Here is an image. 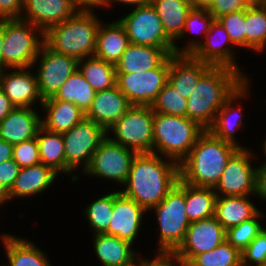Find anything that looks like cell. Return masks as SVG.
<instances>
[{"label": "cell", "mask_w": 266, "mask_h": 266, "mask_svg": "<svg viewBox=\"0 0 266 266\" xmlns=\"http://www.w3.org/2000/svg\"><path fill=\"white\" fill-rule=\"evenodd\" d=\"M166 162L155 153H137L124 184L126 188L121 192L146 211L152 210L180 178L179 165L171 159Z\"/></svg>", "instance_id": "6da1fadb"}, {"label": "cell", "mask_w": 266, "mask_h": 266, "mask_svg": "<svg viewBox=\"0 0 266 266\" xmlns=\"http://www.w3.org/2000/svg\"><path fill=\"white\" fill-rule=\"evenodd\" d=\"M245 81L239 72L230 67L211 66L187 98L186 117L208 130L218 110Z\"/></svg>", "instance_id": "7a4b0ae2"}, {"label": "cell", "mask_w": 266, "mask_h": 266, "mask_svg": "<svg viewBox=\"0 0 266 266\" xmlns=\"http://www.w3.org/2000/svg\"><path fill=\"white\" fill-rule=\"evenodd\" d=\"M238 149L205 130L179 164L180 179L193 186L214 188L230 157Z\"/></svg>", "instance_id": "3957f363"}, {"label": "cell", "mask_w": 266, "mask_h": 266, "mask_svg": "<svg viewBox=\"0 0 266 266\" xmlns=\"http://www.w3.org/2000/svg\"><path fill=\"white\" fill-rule=\"evenodd\" d=\"M101 21L92 10H79L73 17L50 27L44 43L52 51L82 60L94 56Z\"/></svg>", "instance_id": "277c9868"}, {"label": "cell", "mask_w": 266, "mask_h": 266, "mask_svg": "<svg viewBox=\"0 0 266 266\" xmlns=\"http://www.w3.org/2000/svg\"><path fill=\"white\" fill-rule=\"evenodd\" d=\"M204 131V128L186 116L154 112L153 153L164 155L179 165Z\"/></svg>", "instance_id": "5b68a950"}, {"label": "cell", "mask_w": 266, "mask_h": 266, "mask_svg": "<svg viewBox=\"0 0 266 266\" xmlns=\"http://www.w3.org/2000/svg\"><path fill=\"white\" fill-rule=\"evenodd\" d=\"M37 31L39 37L35 35ZM44 44V32L40 28L25 20L4 19L3 70L33 68Z\"/></svg>", "instance_id": "8992f818"}, {"label": "cell", "mask_w": 266, "mask_h": 266, "mask_svg": "<svg viewBox=\"0 0 266 266\" xmlns=\"http://www.w3.org/2000/svg\"><path fill=\"white\" fill-rule=\"evenodd\" d=\"M160 230L158 252L174 253L184 241L190 226L185 211V182L180 178L166 197L153 207Z\"/></svg>", "instance_id": "52a82bcc"}, {"label": "cell", "mask_w": 266, "mask_h": 266, "mask_svg": "<svg viewBox=\"0 0 266 266\" xmlns=\"http://www.w3.org/2000/svg\"><path fill=\"white\" fill-rule=\"evenodd\" d=\"M153 120L150 106L132 105L107 132H113V137L109 138L115 143L137 153H153Z\"/></svg>", "instance_id": "ba28073f"}, {"label": "cell", "mask_w": 266, "mask_h": 266, "mask_svg": "<svg viewBox=\"0 0 266 266\" xmlns=\"http://www.w3.org/2000/svg\"><path fill=\"white\" fill-rule=\"evenodd\" d=\"M107 134L104 127L87 118L62 133L67 174L72 173L81 162L84 172L90 165L94 152L107 138Z\"/></svg>", "instance_id": "9c48e42d"}, {"label": "cell", "mask_w": 266, "mask_h": 266, "mask_svg": "<svg viewBox=\"0 0 266 266\" xmlns=\"http://www.w3.org/2000/svg\"><path fill=\"white\" fill-rule=\"evenodd\" d=\"M119 21L124 25L131 44L164 48L170 55L174 54L175 42L166 35L151 4L135 7Z\"/></svg>", "instance_id": "30bf717a"}, {"label": "cell", "mask_w": 266, "mask_h": 266, "mask_svg": "<svg viewBox=\"0 0 266 266\" xmlns=\"http://www.w3.org/2000/svg\"><path fill=\"white\" fill-rule=\"evenodd\" d=\"M170 55L156 68L136 73H116V86L132 105L151 106L168 82Z\"/></svg>", "instance_id": "8fae6325"}, {"label": "cell", "mask_w": 266, "mask_h": 266, "mask_svg": "<svg viewBox=\"0 0 266 266\" xmlns=\"http://www.w3.org/2000/svg\"><path fill=\"white\" fill-rule=\"evenodd\" d=\"M214 32L219 33V35L221 34V42H217L218 38H215L216 40H214L212 36ZM205 37V41H189L186 47H182L183 49H179L177 46H175L174 54L191 55L194 59L207 63L211 66L230 67L239 72L246 80H248V77L246 75H243V73L240 71L241 69L238 68L237 63L235 62L236 60H234L235 56H233V52L227 46L228 44H232L233 46L235 45L230 40L229 34L225 30V28L217 19H214Z\"/></svg>", "instance_id": "7c38bea8"}, {"label": "cell", "mask_w": 266, "mask_h": 266, "mask_svg": "<svg viewBox=\"0 0 266 266\" xmlns=\"http://www.w3.org/2000/svg\"><path fill=\"white\" fill-rule=\"evenodd\" d=\"M136 155L135 150L113 142L108 134L94 152L91 163L84 174L96 175L97 178L99 176L124 185Z\"/></svg>", "instance_id": "4fadbf2b"}, {"label": "cell", "mask_w": 266, "mask_h": 266, "mask_svg": "<svg viewBox=\"0 0 266 266\" xmlns=\"http://www.w3.org/2000/svg\"><path fill=\"white\" fill-rule=\"evenodd\" d=\"M253 156L254 153H250L245 147L239 148L230 157L217 185L213 188L217 196L256 195L257 168L252 167L250 161Z\"/></svg>", "instance_id": "5bb4252c"}, {"label": "cell", "mask_w": 266, "mask_h": 266, "mask_svg": "<svg viewBox=\"0 0 266 266\" xmlns=\"http://www.w3.org/2000/svg\"><path fill=\"white\" fill-rule=\"evenodd\" d=\"M225 240L226 230L215 216L194 221L174 255L181 264H187L195 255L211 251Z\"/></svg>", "instance_id": "9a60e30c"}, {"label": "cell", "mask_w": 266, "mask_h": 266, "mask_svg": "<svg viewBox=\"0 0 266 266\" xmlns=\"http://www.w3.org/2000/svg\"><path fill=\"white\" fill-rule=\"evenodd\" d=\"M39 59L40 62L37 61ZM35 62L40 63L36 76L43 100L53 97L68 77L78 69L77 59L55 53L45 44L41 47Z\"/></svg>", "instance_id": "2e32d148"}, {"label": "cell", "mask_w": 266, "mask_h": 266, "mask_svg": "<svg viewBox=\"0 0 266 266\" xmlns=\"http://www.w3.org/2000/svg\"><path fill=\"white\" fill-rule=\"evenodd\" d=\"M147 211L121 191L114 192L113 212L106 234L133 244L141 228L142 215Z\"/></svg>", "instance_id": "e0dca14e"}, {"label": "cell", "mask_w": 266, "mask_h": 266, "mask_svg": "<svg viewBox=\"0 0 266 266\" xmlns=\"http://www.w3.org/2000/svg\"><path fill=\"white\" fill-rule=\"evenodd\" d=\"M22 10L27 12L20 19L30 22L44 33L79 11L70 0H23Z\"/></svg>", "instance_id": "ac0fdd59"}, {"label": "cell", "mask_w": 266, "mask_h": 266, "mask_svg": "<svg viewBox=\"0 0 266 266\" xmlns=\"http://www.w3.org/2000/svg\"><path fill=\"white\" fill-rule=\"evenodd\" d=\"M30 68H14L13 72H0V87L15 107H29L39 100L42 106L43 98L39 92L36 74L30 73Z\"/></svg>", "instance_id": "d6986e66"}, {"label": "cell", "mask_w": 266, "mask_h": 266, "mask_svg": "<svg viewBox=\"0 0 266 266\" xmlns=\"http://www.w3.org/2000/svg\"><path fill=\"white\" fill-rule=\"evenodd\" d=\"M131 106L127 97L115 85L111 89L96 92L85 118L108 130Z\"/></svg>", "instance_id": "ffe728a7"}, {"label": "cell", "mask_w": 266, "mask_h": 266, "mask_svg": "<svg viewBox=\"0 0 266 266\" xmlns=\"http://www.w3.org/2000/svg\"><path fill=\"white\" fill-rule=\"evenodd\" d=\"M42 118L29 107H14L0 122V138L15 145L36 137Z\"/></svg>", "instance_id": "44dd1931"}, {"label": "cell", "mask_w": 266, "mask_h": 266, "mask_svg": "<svg viewBox=\"0 0 266 266\" xmlns=\"http://www.w3.org/2000/svg\"><path fill=\"white\" fill-rule=\"evenodd\" d=\"M211 65L194 59L191 55H170L168 82L183 96L188 98L199 78Z\"/></svg>", "instance_id": "7402d4cb"}, {"label": "cell", "mask_w": 266, "mask_h": 266, "mask_svg": "<svg viewBox=\"0 0 266 266\" xmlns=\"http://www.w3.org/2000/svg\"><path fill=\"white\" fill-rule=\"evenodd\" d=\"M57 174L43 163L20 168L13 186L6 193V201L14 197L35 196V194L43 193L53 184Z\"/></svg>", "instance_id": "603a6c76"}, {"label": "cell", "mask_w": 266, "mask_h": 266, "mask_svg": "<svg viewBox=\"0 0 266 266\" xmlns=\"http://www.w3.org/2000/svg\"><path fill=\"white\" fill-rule=\"evenodd\" d=\"M248 90V81L246 80L222 105L216 114V118L212 126L208 129L215 137L231 143L238 148H244L239 145L234 135L235 130L242 127L243 118L241 107H235L232 102L237 98L246 97ZM236 110V111H235ZM233 118V119H232Z\"/></svg>", "instance_id": "cb8c5ba5"}, {"label": "cell", "mask_w": 266, "mask_h": 266, "mask_svg": "<svg viewBox=\"0 0 266 266\" xmlns=\"http://www.w3.org/2000/svg\"><path fill=\"white\" fill-rule=\"evenodd\" d=\"M169 55L164 48L130 43L115 65L116 73H136L154 69Z\"/></svg>", "instance_id": "d4e9b609"}, {"label": "cell", "mask_w": 266, "mask_h": 266, "mask_svg": "<svg viewBox=\"0 0 266 266\" xmlns=\"http://www.w3.org/2000/svg\"><path fill=\"white\" fill-rule=\"evenodd\" d=\"M129 44L126 29L119 20L106 26L101 22L94 56L116 65Z\"/></svg>", "instance_id": "484cf974"}, {"label": "cell", "mask_w": 266, "mask_h": 266, "mask_svg": "<svg viewBox=\"0 0 266 266\" xmlns=\"http://www.w3.org/2000/svg\"><path fill=\"white\" fill-rule=\"evenodd\" d=\"M94 248L103 266H132L136 253L132 243L106 233L94 235Z\"/></svg>", "instance_id": "4316f807"}, {"label": "cell", "mask_w": 266, "mask_h": 266, "mask_svg": "<svg viewBox=\"0 0 266 266\" xmlns=\"http://www.w3.org/2000/svg\"><path fill=\"white\" fill-rule=\"evenodd\" d=\"M42 107L47 111L46 119L41 121L42 127L51 132H67L85 118V112L74 103L52 97L45 99Z\"/></svg>", "instance_id": "83f0119b"}, {"label": "cell", "mask_w": 266, "mask_h": 266, "mask_svg": "<svg viewBox=\"0 0 266 266\" xmlns=\"http://www.w3.org/2000/svg\"><path fill=\"white\" fill-rule=\"evenodd\" d=\"M250 196H217L215 217L225 230L252 219L260 210L248 199Z\"/></svg>", "instance_id": "f1b7e54d"}, {"label": "cell", "mask_w": 266, "mask_h": 266, "mask_svg": "<svg viewBox=\"0 0 266 266\" xmlns=\"http://www.w3.org/2000/svg\"><path fill=\"white\" fill-rule=\"evenodd\" d=\"M151 5L162 21L166 35L174 42L181 36L189 10L190 0H151Z\"/></svg>", "instance_id": "f546056e"}, {"label": "cell", "mask_w": 266, "mask_h": 266, "mask_svg": "<svg viewBox=\"0 0 266 266\" xmlns=\"http://www.w3.org/2000/svg\"><path fill=\"white\" fill-rule=\"evenodd\" d=\"M8 266H51L45 253L36 247L32 241L17 238L7 234L1 236Z\"/></svg>", "instance_id": "4dcf8cb0"}, {"label": "cell", "mask_w": 266, "mask_h": 266, "mask_svg": "<svg viewBox=\"0 0 266 266\" xmlns=\"http://www.w3.org/2000/svg\"><path fill=\"white\" fill-rule=\"evenodd\" d=\"M40 161L55 172L67 174L65 148L62 133H56L40 127L36 134Z\"/></svg>", "instance_id": "1f68e13d"}, {"label": "cell", "mask_w": 266, "mask_h": 266, "mask_svg": "<svg viewBox=\"0 0 266 266\" xmlns=\"http://www.w3.org/2000/svg\"><path fill=\"white\" fill-rule=\"evenodd\" d=\"M216 198L213 188L193 186L185 182V211L189 221L215 216Z\"/></svg>", "instance_id": "d6a6232c"}, {"label": "cell", "mask_w": 266, "mask_h": 266, "mask_svg": "<svg viewBox=\"0 0 266 266\" xmlns=\"http://www.w3.org/2000/svg\"><path fill=\"white\" fill-rule=\"evenodd\" d=\"M95 95L96 91L87 82L79 69H77L68 77L52 98L74 103L86 113Z\"/></svg>", "instance_id": "836d02e7"}, {"label": "cell", "mask_w": 266, "mask_h": 266, "mask_svg": "<svg viewBox=\"0 0 266 266\" xmlns=\"http://www.w3.org/2000/svg\"><path fill=\"white\" fill-rule=\"evenodd\" d=\"M78 69L96 92L111 89L116 85L115 65L95 56L79 60Z\"/></svg>", "instance_id": "e575fe53"}, {"label": "cell", "mask_w": 266, "mask_h": 266, "mask_svg": "<svg viewBox=\"0 0 266 266\" xmlns=\"http://www.w3.org/2000/svg\"><path fill=\"white\" fill-rule=\"evenodd\" d=\"M245 48L262 52L266 48V6L252 4L245 9Z\"/></svg>", "instance_id": "d590c367"}, {"label": "cell", "mask_w": 266, "mask_h": 266, "mask_svg": "<svg viewBox=\"0 0 266 266\" xmlns=\"http://www.w3.org/2000/svg\"><path fill=\"white\" fill-rule=\"evenodd\" d=\"M181 266H242V254L225 240L213 250L197 254Z\"/></svg>", "instance_id": "8d00e7d4"}, {"label": "cell", "mask_w": 266, "mask_h": 266, "mask_svg": "<svg viewBox=\"0 0 266 266\" xmlns=\"http://www.w3.org/2000/svg\"><path fill=\"white\" fill-rule=\"evenodd\" d=\"M113 203L114 192L94 200L85 208V217L95 234H102L108 230L113 212Z\"/></svg>", "instance_id": "74e56055"}, {"label": "cell", "mask_w": 266, "mask_h": 266, "mask_svg": "<svg viewBox=\"0 0 266 266\" xmlns=\"http://www.w3.org/2000/svg\"><path fill=\"white\" fill-rule=\"evenodd\" d=\"M186 102L187 99L167 82L150 107L156 113L186 116Z\"/></svg>", "instance_id": "f35d334b"}, {"label": "cell", "mask_w": 266, "mask_h": 266, "mask_svg": "<svg viewBox=\"0 0 266 266\" xmlns=\"http://www.w3.org/2000/svg\"><path fill=\"white\" fill-rule=\"evenodd\" d=\"M262 213L259 211L252 219L226 230V241L241 253L263 231V225L257 220Z\"/></svg>", "instance_id": "ab89813d"}, {"label": "cell", "mask_w": 266, "mask_h": 266, "mask_svg": "<svg viewBox=\"0 0 266 266\" xmlns=\"http://www.w3.org/2000/svg\"><path fill=\"white\" fill-rule=\"evenodd\" d=\"M217 20L229 34L235 46L245 47V10L225 14Z\"/></svg>", "instance_id": "60d3db41"}, {"label": "cell", "mask_w": 266, "mask_h": 266, "mask_svg": "<svg viewBox=\"0 0 266 266\" xmlns=\"http://www.w3.org/2000/svg\"><path fill=\"white\" fill-rule=\"evenodd\" d=\"M214 21V17L209 13L207 7H192L189 10V13L186 18L184 30L179 38H182L186 35L187 32L195 33L197 29H199V33H203L205 36L209 31L212 22ZM197 32V33H198Z\"/></svg>", "instance_id": "b9f144b4"}, {"label": "cell", "mask_w": 266, "mask_h": 266, "mask_svg": "<svg viewBox=\"0 0 266 266\" xmlns=\"http://www.w3.org/2000/svg\"><path fill=\"white\" fill-rule=\"evenodd\" d=\"M13 160L20 168L41 163L39 146L36 137L13 145Z\"/></svg>", "instance_id": "7bdbcfd3"}, {"label": "cell", "mask_w": 266, "mask_h": 266, "mask_svg": "<svg viewBox=\"0 0 266 266\" xmlns=\"http://www.w3.org/2000/svg\"><path fill=\"white\" fill-rule=\"evenodd\" d=\"M242 254V266L247 263L255 265L266 263V229L264 228L256 238L245 248ZM248 261V262H247Z\"/></svg>", "instance_id": "ee69618b"}, {"label": "cell", "mask_w": 266, "mask_h": 266, "mask_svg": "<svg viewBox=\"0 0 266 266\" xmlns=\"http://www.w3.org/2000/svg\"><path fill=\"white\" fill-rule=\"evenodd\" d=\"M252 4L251 0H213L207 9L217 19L225 14L245 10Z\"/></svg>", "instance_id": "f6af8a7d"}, {"label": "cell", "mask_w": 266, "mask_h": 266, "mask_svg": "<svg viewBox=\"0 0 266 266\" xmlns=\"http://www.w3.org/2000/svg\"><path fill=\"white\" fill-rule=\"evenodd\" d=\"M19 170V165L13 159L0 163V186L6 193L13 186Z\"/></svg>", "instance_id": "bcb514c9"}, {"label": "cell", "mask_w": 266, "mask_h": 266, "mask_svg": "<svg viewBox=\"0 0 266 266\" xmlns=\"http://www.w3.org/2000/svg\"><path fill=\"white\" fill-rule=\"evenodd\" d=\"M23 8V0H0V20L20 19Z\"/></svg>", "instance_id": "7dc6e473"}, {"label": "cell", "mask_w": 266, "mask_h": 266, "mask_svg": "<svg viewBox=\"0 0 266 266\" xmlns=\"http://www.w3.org/2000/svg\"><path fill=\"white\" fill-rule=\"evenodd\" d=\"M157 255L158 256L151 261H149L150 259L146 260L145 258L144 259L139 258L137 262L138 259L137 257L134 266H175V265L181 266V263L176 259L174 253L158 252Z\"/></svg>", "instance_id": "c3c4849f"}, {"label": "cell", "mask_w": 266, "mask_h": 266, "mask_svg": "<svg viewBox=\"0 0 266 266\" xmlns=\"http://www.w3.org/2000/svg\"><path fill=\"white\" fill-rule=\"evenodd\" d=\"M256 168V195L266 200V161Z\"/></svg>", "instance_id": "681fc988"}, {"label": "cell", "mask_w": 266, "mask_h": 266, "mask_svg": "<svg viewBox=\"0 0 266 266\" xmlns=\"http://www.w3.org/2000/svg\"><path fill=\"white\" fill-rule=\"evenodd\" d=\"M14 105L0 87V122L14 109Z\"/></svg>", "instance_id": "f907efd6"}, {"label": "cell", "mask_w": 266, "mask_h": 266, "mask_svg": "<svg viewBox=\"0 0 266 266\" xmlns=\"http://www.w3.org/2000/svg\"><path fill=\"white\" fill-rule=\"evenodd\" d=\"M13 159V145L0 138V163Z\"/></svg>", "instance_id": "816d5d0a"}, {"label": "cell", "mask_w": 266, "mask_h": 266, "mask_svg": "<svg viewBox=\"0 0 266 266\" xmlns=\"http://www.w3.org/2000/svg\"><path fill=\"white\" fill-rule=\"evenodd\" d=\"M78 10H93L100 7L101 0H70Z\"/></svg>", "instance_id": "f5cc1de1"}, {"label": "cell", "mask_w": 266, "mask_h": 266, "mask_svg": "<svg viewBox=\"0 0 266 266\" xmlns=\"http://www.w3.org/2000/svg\"><path fill=\"white\" fill-rule=\"evenodd\" d=\"M112 1L126 5H134L135 7L151 4V0H101L100 6H110Z\"/></svg>", "instance_id": "db71d44e"}, {"label": "cell", "mask_w": 266, "mask_h": 266, "mask_svg": "<svg viewBox=\"0 0 266 266\" xmlns=\"http://www.w3.org/2000/svg\"><path fill=\"white\" fill-rule=\"evenodd\" d=\"M4 19L0 20V72L3 71Z\"/></svg>", "instance_id": "11a10c76"}, {"label": "cell", "mask_w": 266, "mask_h": 266, "mask_svg": "<svg viewBox=\"0 0 266 266\" xmlns=\"http://www.w3.org/2000/svg\"><path fill=\"white\" fill-rule=\"evenodd\" d=\"M213 0H190L194 7H208Z\"/></svg>", "instance_id": "9f6ffc18"}, {"label": "cell", "mask_w": 266, "mask_h": 266, "mask_svg": "<svg viewBox=\"0 0 266 266\" xmlns=\"http://www.w3.org/2000/svg\"><path fill=\"white\" fill-rule=\"evenodd\" d=\"M6 202V192L0 186V205Z\"/></svg>", "instance_id": "6f0895ef"}, {"label": "cell", "mask_w": 266, "mask_h": 266, "mask_svg": "<svg viewBox=\"0 0 266 266\" xmlns=\"http://www.w3.org/2000/svg\"><path fill=\"white\" fill-rule=\"evenodd\" d=\"M253 4H265L266 0H251Z\"/></svg>", "instance_id": "680465c9"}, {"label": "cell", "mask_w": 266, "mask_h": 266, "mask_svg": "<svg viewBox=\"0 0 266 266\" xmlns=\"http://www.w3.org/2000/svg\"><path fill=\"white\" fill-rule=\"evenodd\" d=\"M263 148H264V154L266 155V140L264 141Z\"/></svg>", "instance_id": "91938a15"}, {"label": "cell", "mask_w": 266, "mask_h": 266, "mask_svg": "<svg viewBox=\"0 0 266 266\" xmlns=\"http://www.w3.org/2000/svg\"><path fill=\"white\" fill-rule=\"evenodd\" d=\"M256 266H266V263L259 264V265H256Z\"/></svg>", "instance_id": "94428289"}]
</instances>
